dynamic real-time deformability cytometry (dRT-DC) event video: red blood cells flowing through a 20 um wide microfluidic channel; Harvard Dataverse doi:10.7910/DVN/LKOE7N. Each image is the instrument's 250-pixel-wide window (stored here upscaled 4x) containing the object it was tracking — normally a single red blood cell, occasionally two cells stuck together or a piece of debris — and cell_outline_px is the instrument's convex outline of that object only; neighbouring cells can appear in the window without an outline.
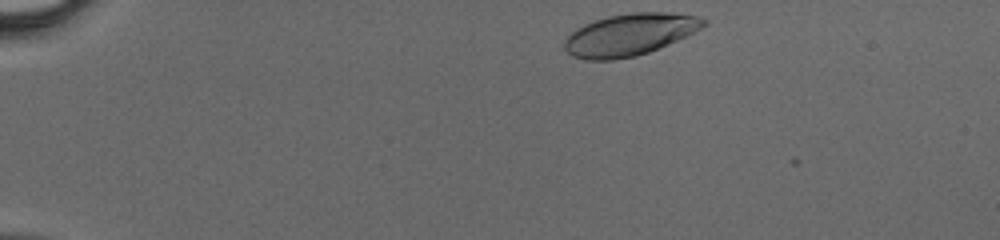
{"species": "human", "species_latin": "Homo sapiens", "temperature_condition": "cold", "stored_images_in_passage": 10, "camera_frame_rate_fps": 3000, "um_per_image_px": 0.085, "donor": {"sex": "male"}, "frame": {"image": 1, "passage_image": 1, "time_ms": 0.0, "image_size_px": [1000, 240], "cell_outline_px": [[708, 24], [668, 44], [648, 52], [636, 56], [612, 60], [584, 60], [572, 56], [564, 48], [564, 40], [576, 28], [584, 24], [608, 16], [632, 12], [668, 12], [700, 16], [708, 20]], "centroid_in_image_um": [53.51, 2.94], "position_along_channel_um": 31.5, "area_um2": 33.93}}